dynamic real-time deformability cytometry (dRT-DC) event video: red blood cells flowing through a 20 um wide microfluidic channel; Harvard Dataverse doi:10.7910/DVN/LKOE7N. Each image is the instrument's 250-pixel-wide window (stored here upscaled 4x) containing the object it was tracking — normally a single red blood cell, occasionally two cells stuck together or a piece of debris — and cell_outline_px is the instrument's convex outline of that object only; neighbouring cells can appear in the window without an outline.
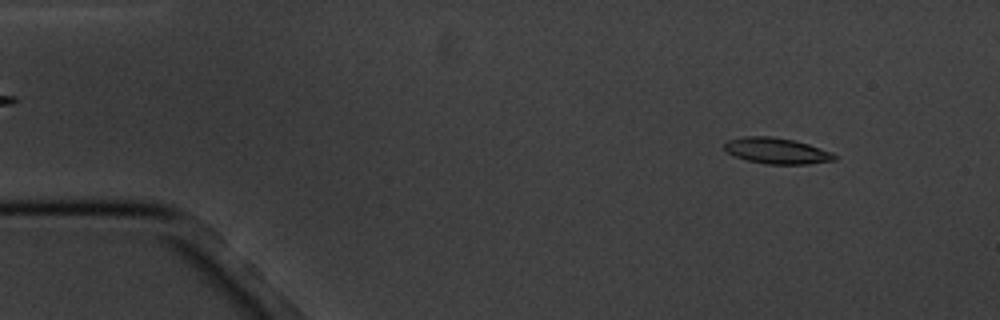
{"species": "common noctule bat (a hibernating species)", "species_latin": "Nyctalus noctula", "temperature_condition": "cold", "stored_images_in_passage": 3, "camera_frame_rate_fps": 3000, "um_per_image_px": 0.085, "animal": {"sex": "male", "body_mass_g": 20.1, "forearm_length_mm": 53.5}, "frame": {"image": 1, "passage_image": 1, "time_ms": 0.0, "image_size_px": [1000, 320], "cell_outline_px": [[836, 160], [808, 164], [764, 164], [748, 160], [736, 156], [728, 152], [724, 148], [724, 144], [728, 140], [744, 136], [772, 136], [792, 140], [808, 144], [832, 152], [836, 156]], "centroid_in_image_um": [66.03, 12.82], "position_along_channel_um": 19.0, "area_um2": 16.53}}